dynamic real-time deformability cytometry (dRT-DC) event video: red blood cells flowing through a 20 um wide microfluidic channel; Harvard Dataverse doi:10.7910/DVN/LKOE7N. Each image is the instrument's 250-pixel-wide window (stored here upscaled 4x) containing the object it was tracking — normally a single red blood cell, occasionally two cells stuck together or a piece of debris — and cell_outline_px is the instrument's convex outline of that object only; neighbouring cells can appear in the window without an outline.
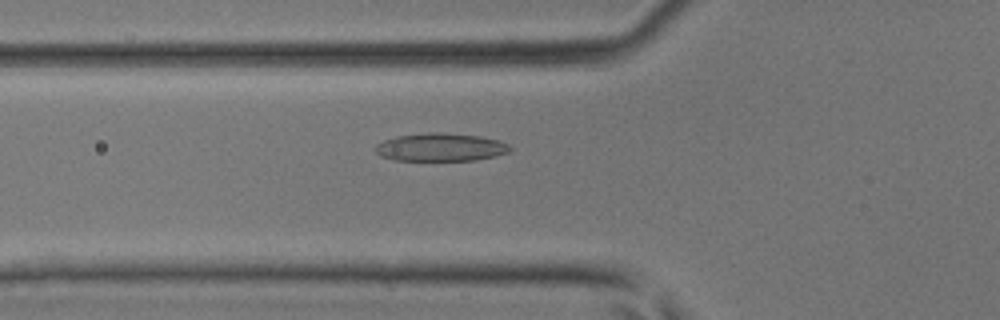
{"species": "common noctule bat (a hibernating species)", "species_latin": "Nyctalus noctula", "temperature_condition": "room temperature", "stored_images_in_passage": 44, "camera_frame_rate_fps": 3000, "um_per_image_px": 0.085, "animal": {"sex": "male", "body_mass_g": 17.9, "forearm_length_mm": 54.2}, "frame": {"image": 1, "passage_image": 16, "time_ms": 5.0, "image_size_px": [1000, 320], "cell_outline_px": [[512, 148], [508, 152], [496, 156], [476, 160], [396, 160], [380, 156], [372, 148], [376, 144], [384, 140], [396, 136], [428, 132], [432, 132], [480, 136], [500, 140], [508, 144]], "centroid_in_image_um": [37.43, 12.51], "position_along_channel_um": 88.4, "area_um2": 22.02}}
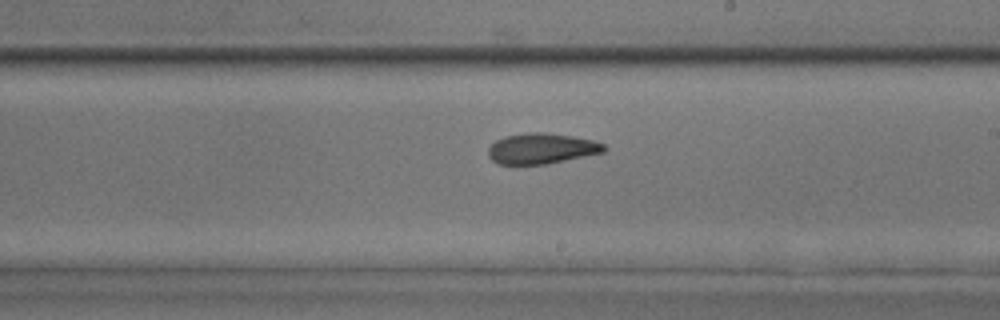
{"frame": {"image": 2, "passage_image": 26, "time_ms": 8.333, "image_size_px": [1000, 320], "cell_outline_px": [[608, 148], [604, 152], [548, 164], [496, 164], [488, 156], [488, 148], [496, 140], [504, 136], [532, 132], [544, 132], [572, 136], [592, 140], [604, 144]], "centroid_in_image_um": [46.03, 12.63], "position_along_channel_um": 243.0, "area_um2": 20.69}}
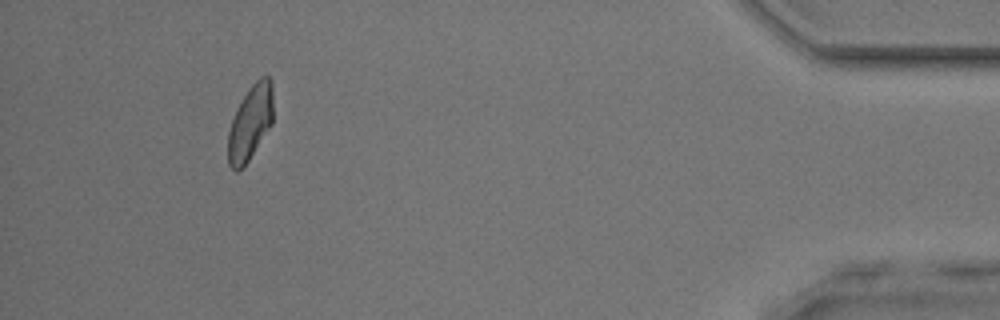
{"frame": {"image": 3, "passage_image": 41, "time_ms": 13.333, "image_size_px": [1000, 320], "cell_outline_px": [[272, 124], [248, 160], [236, 172], [228, 164], [228, 132], [236, 108], [248, 88], [260, 76], [268, 76], [272, 80]], "centroid_in_image_um": [21.27, 10.38], "position_along_channel_um": 413.9, "area_um2": 19.54}}